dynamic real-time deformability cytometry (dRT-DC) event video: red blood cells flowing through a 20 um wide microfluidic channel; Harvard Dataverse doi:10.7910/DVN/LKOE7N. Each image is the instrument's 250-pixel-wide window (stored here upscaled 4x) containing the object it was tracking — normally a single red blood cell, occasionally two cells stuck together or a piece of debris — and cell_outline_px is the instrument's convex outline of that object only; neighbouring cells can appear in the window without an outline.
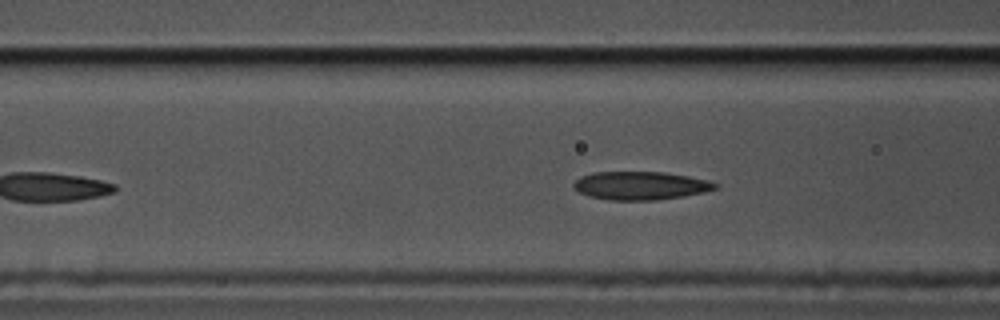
{"species": "common noctule bat (a hibernating species)", "species_latin": "Nyctalus noctula", "temperature_condition": "cold", "stored_images_in_passage": 45, "camera_frame_rate_fps": 3000, "um_per_image_px": 0.085, "animal": {"sex": "male", "body_mass_g": 17.5, "forearm_length_mm": 52.3}, "frame": {"image": 1, "passage_image": 13, "time_ms": 4.0, "image_size_px": [1000, 320], "cell_outline_px": [[720, 184], [716, 188], [704, 192], [684, 196], [656, 200], [608, 200], [588, 196], [572, 188], [572, 184], [580, 176], [592, 172], [664, 172], [688, 176], [708, 180]], "centroid_in_image_um": [54.42, 15.78], "position_along_channel_um": 112.2, "area_um2": 23.47}}
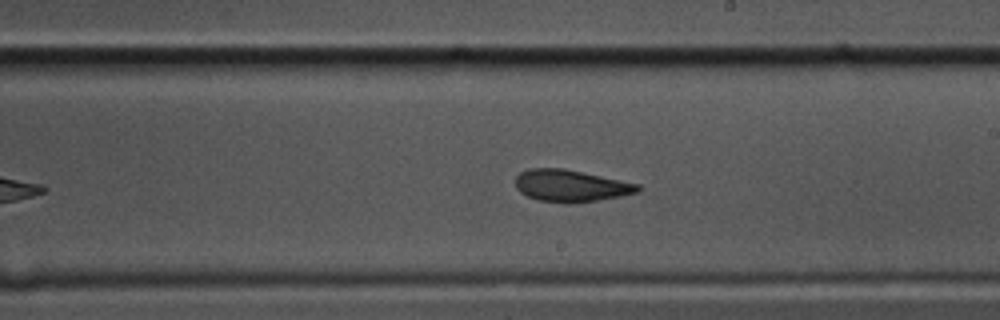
{"frame": {"image": 2, "passage_image": 24, "time_ms": 7.667, "image_size_px": [1000, 320], "cell_outline_px": [[640, 192], [620, 196], [572, 204], [564, 204], [536, 200], [520, 192], [516, 188], [516, 176], [520, 172], [528, 168], [564, 168], [640, 184]], "centroid_in_image_um": [48.5, 15.8], "position_along_channel_um": 240.5, "area_um2": 23.0}}
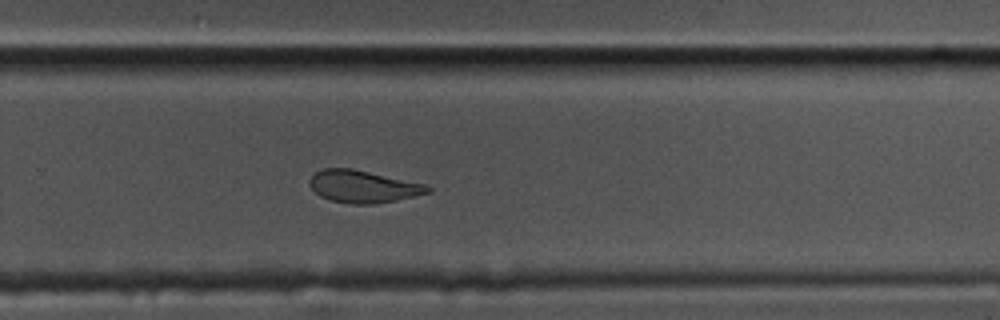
{"frame": {"image": 3, "passage_image": 29, "time_ms": 9.333, "image_size_px": [1000, 320], "cell_outline_px": [[432, 188], [428, 192], [396, 200], [372, 204], [348, 204], [328, 200], [320, 196], [312, 188], [308, 180], [316, 172], [324, 168], [352, 168], [424, 184]], "centroid_in_image_um": [30.81, 15.86], "position_along_channel_um": 299.0, "area_um2": 21.96}, "authors_computed_cell_mechanics": {"area_um2": 23.3512, "velocity_mm_per_s": 3.5063, "shape_relaxation_time_tau1_ms": 11.3136, "shape_relaxation_time_tau2_ms": 2.1136, "deformation_change_tau1": 0.2227, "deformation_change_tau2": 0.074}}